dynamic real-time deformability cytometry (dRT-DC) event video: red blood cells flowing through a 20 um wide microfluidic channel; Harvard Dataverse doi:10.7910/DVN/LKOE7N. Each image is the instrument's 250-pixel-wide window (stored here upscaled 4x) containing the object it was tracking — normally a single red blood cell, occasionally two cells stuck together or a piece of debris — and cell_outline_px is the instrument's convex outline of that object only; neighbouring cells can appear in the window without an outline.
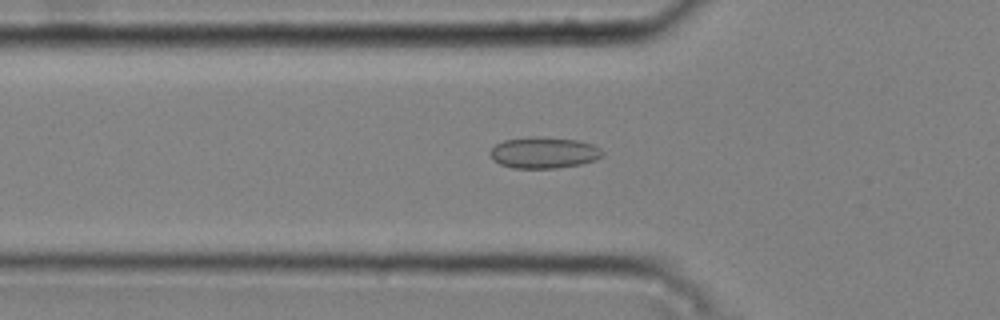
{"species": "common noctule bat (a hibernating species)", "species_latin": "Nyctalus noctula", "temperature_condition": "cold", "stored_images_in_passage": 46, "camera_frame_rate_fps": 3000, "um_per_image_px": 0.085, "animal": {"sex": "male", "body_mass_g": 20.4}, "frame": {"image": 1, "passage_image": 14, "time_ms": 4.333, "image_size_px": [1000, 320], "cell_outline_px": [[604, 152], [596, 160], [580, 164], [556, 168], [512, 168], [500, 164], [492, 160], [488, 152], [496, 144], [504, 140], [528, 136], [536, 136], [576, 140], [592, 144], [600, 148]], "centroid_in_image_um": [46.18, 12.97], "position_along_channel_um": 79.6, "area_um2": 20.58}}
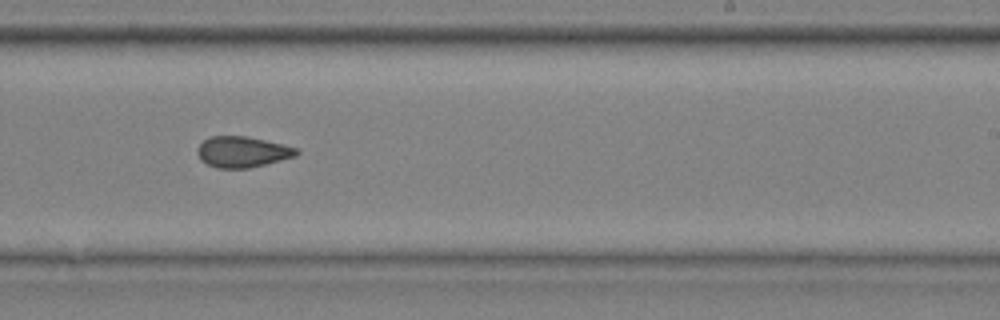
{"frame": {"image": 2, "passage_image": 29, "time_ms": 9.333, "image_size_px": [1000, 320], "cell_outline_px": [[300, 152], [296, 156], [248, 168], [216, 168], [200, 160], [196, 152], [196, 148], [208, 136], [248, 136], [296, 148]], "centroid_in_image_um": [20.55, 12.9], "position_along_channel_um": 268.5, "area_um2": 17.74}}
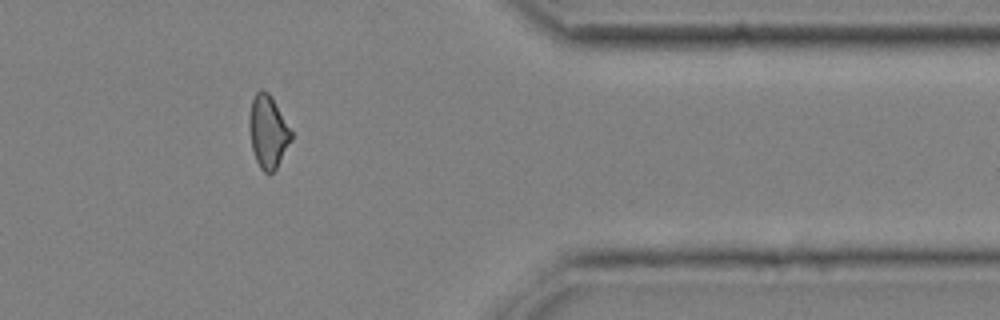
{"frame": {"image": 3, "passage_image": 40, "time_ms": 13.0, "image_size_px": [1000, 320], "cell_outline_px": [[292, 140], [276, 168], [272, 172], [264, 172], [260, 168], [256, 160], [252, 148], [248, 124], [252, 100], [256, 92], [260, 88], [268, 92], [272, 96], [292, 132]], "centroid_in_image_um": [22.78, 11.17], "position_along_channel_um": 388.6, "area_um2": 17.69}, "authors_computed_cell_mechanics": {"area_um2": 18.3515, "velocity_mm_per_s": 3.7679, "shape_relaxation_time_tau1_ms": null, "shape_relaxation_time_tau2_ms": 3.8427, "deformation_change_tau1": null, "deformation_change_tau2": 0.0943}}